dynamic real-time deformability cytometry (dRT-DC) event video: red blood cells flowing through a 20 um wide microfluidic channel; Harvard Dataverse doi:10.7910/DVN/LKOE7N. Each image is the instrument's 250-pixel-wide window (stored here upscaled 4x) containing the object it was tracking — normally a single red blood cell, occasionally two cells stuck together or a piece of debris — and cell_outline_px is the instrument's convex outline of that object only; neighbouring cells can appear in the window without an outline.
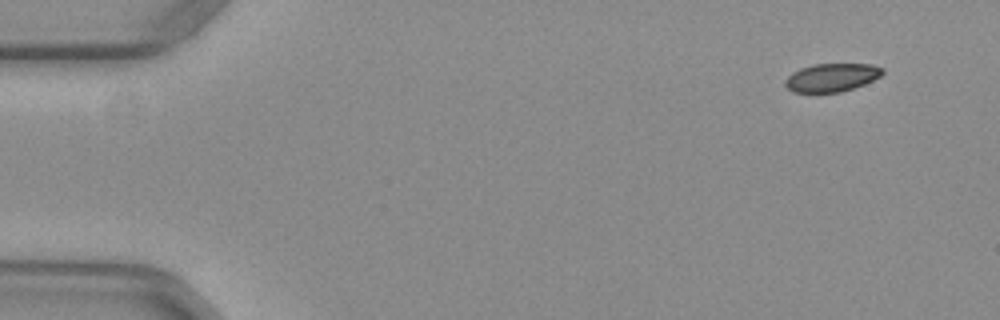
{"species": "common noctule bat (a hibernating species)", "species_latin": "Nyctalus noctula", "temperature_condition": "warm", "stored_images_in_passage": 48, "camera_frame_rate_fps": 3000, "um_per_image_px": 0.085, "animal": {"sex": "female", "body_mass_g": 29.2, "forearm_length_mm": 56.3}, "frame": {"image": 1, "passage_image": 1, "time_ms": 0.0, "image_size_px": [1000, 320], "cell_outline_px": [[884, 72], [880, 76], [864, 84], [840, 92], [792, 92], [784, 84], [784, 80], [792, 72], [800, 68], [812, 64], [872, 64], [884, 68]], "centroid_in_image_um": [70.67, 6.58], "position_along_channel_um": 14.3, "area_um2": 16.01}}
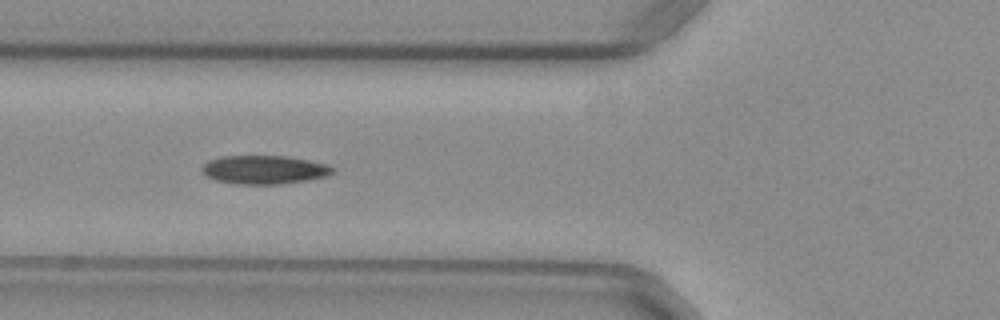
{"frame": {"image": 2, "passage_image": 16, "time_ms": 5.0, "image_size_px": [1000, 320], "cell_outline_px": [[336, 172], [328, 176], [280, 184], [236, 184], [216, 180], [208, 176], [200, 168], [208, 160], [224, 156], [288, 156], [328, 164]], "centroid_in_image_um": [22.48, 14.42], "position_along_channel_um": 103.3, "area_um2": 21.68}}
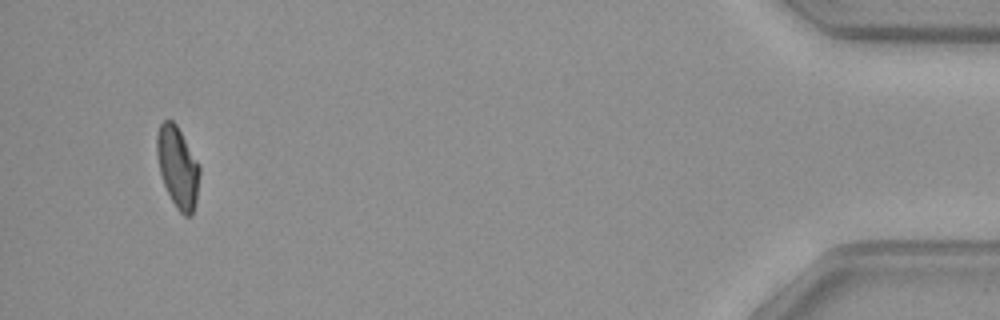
{"frame": {"image": 3, "passage_image": 46, "time_ms": 15.0, "image_size_px": [1000, 320], "cell_outline_px": [[200, 172], [196, 204], [192, 216], [184, 216], [176, 208], [164, 184], [160, 172], [156, 152], [156, 136], [160, 124], [164, 120], [172, 120], [176, 124], [200, 164]], "centroid_in_image_um": [15.12, 14.21], "position_along_channel_um": 420.1, "area_um2": 20.35}, "authors_computed_cell_mechanics": {"area_um2": 21.1259, "velocity_mm_per_s": 3.9725, "shape_relaxation_time_tau1_ms": 10.0876, "shape_relaxation_time_tau2_ms": 3.994, "deformation_change_tau1": 0.2149, "deformation_change_tau2": 0.0885}}